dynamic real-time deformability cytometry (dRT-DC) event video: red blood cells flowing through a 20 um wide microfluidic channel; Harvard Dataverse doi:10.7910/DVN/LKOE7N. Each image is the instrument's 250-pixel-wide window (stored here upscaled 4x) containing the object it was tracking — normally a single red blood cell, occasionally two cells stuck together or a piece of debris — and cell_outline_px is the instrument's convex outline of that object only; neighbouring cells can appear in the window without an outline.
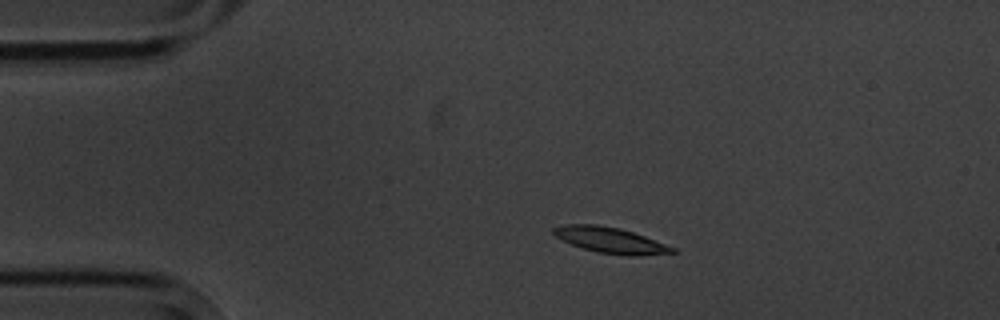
{"species": "common noctule bat (a hibernating species)", "species_latin": "Nyctalus noctula", "temperature_condition": "cold", "stored_images_in_passage": 9, "camera_frame_rate_fps": 3000, "um_per_image_px": 0.085, "animal": {"sex": "male", "body_mass_g": 20.1, "forearm_length_mm": 53.5}, "frame": {"image": 1, "passage_image": 2, "time_ms": 1.333, "image_size_px": [1000, 320], "cell_outline_px": [[676, 252], [636, 256], [628, 256], [596, 252], [572, 244], [556, 236], [552, 232], [552, 228], [564, 224], [596, 224], [620, 228], [644, 236], [676, 248]], "centroid_in_image_um": [51.88, 20.41], "position_along_channel_um": 33.1, "area_um2": 17.69}}
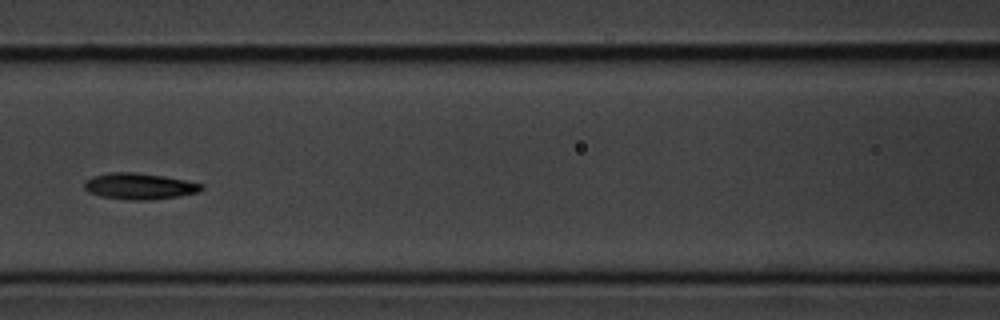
{"frame": {"image": 2, "passage_image": 6, "time_ms": 6.0, "image_size_px": [1000, 320], "cell_outline_px": [[204, 188], [200, 192], [152, 200], [128, 200], [100, 196], [88, 192], [84, 188], [84, 180], [92, 176], [108, 172], [136, 172], [164, 176], [204, 184]], "centroid_in_image_um": [11.82, 15.82], "position_along_channel_um": 154.8, "area_um2": 18.09}}
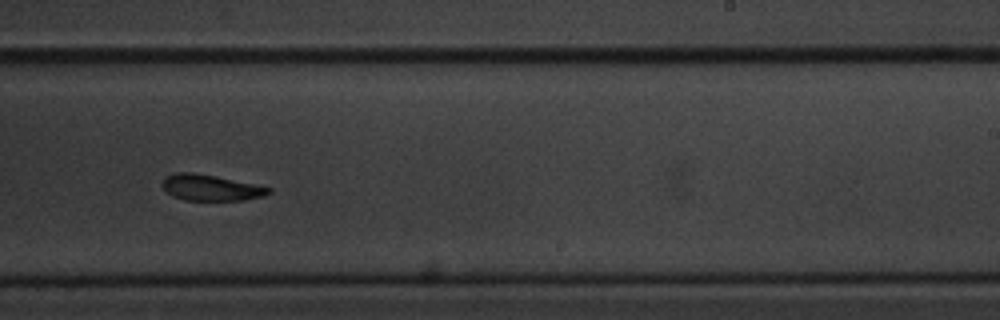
{"frame": {"image": 3, "passage_image": 9, "time_ms": 9.333, "image_size_px": [1000, 320], "cell_outline_px": [[272, 192], [264, 196], [244, 200], [184, 200], [172, 196], [160, 184], [164, 176], [176, 172], [192, 172], [216, 176], [272, 188]], "centroid_in_image_um": [17.88, 15.95], "position_along_channel_um": 271.1, "area_um2": 16.18}}